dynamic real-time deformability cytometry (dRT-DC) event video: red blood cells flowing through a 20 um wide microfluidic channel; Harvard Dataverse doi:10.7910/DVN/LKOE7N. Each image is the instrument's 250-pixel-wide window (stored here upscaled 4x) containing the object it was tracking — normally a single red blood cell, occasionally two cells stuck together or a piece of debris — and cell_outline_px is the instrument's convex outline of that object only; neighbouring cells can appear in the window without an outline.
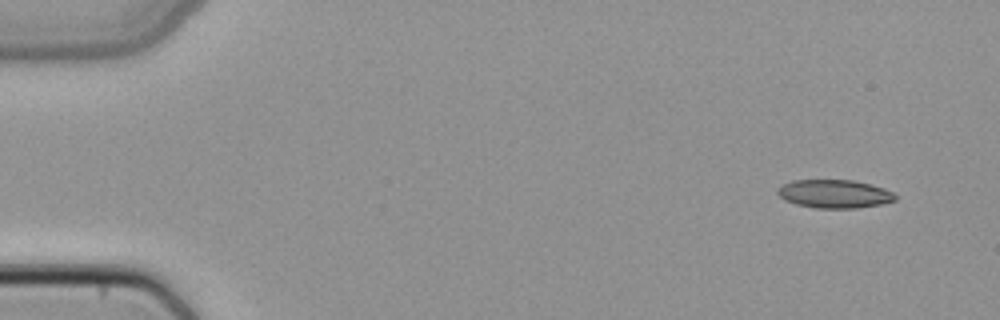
{"species": "common noctule bat (a hibernating species)", "species_latin": "Nyctalus noctula", "temperature_condition": "cold", "stored_images_in_passage": 47, "camera_frame_rate_fps": 3000, "um_per_image_px": 0.085, "animal": {"sex": "female", "body_mass_g": 22.7, "forearm_length_mm": 54.2}, "frame": {"image": 1, "passage_image": 1, "time_ms": 0.0, "image_size_px": [1000, 320], "cell_outline_px": [[896, 200], [880, 204], [856, 208], [816, 208], [796, 204], [784, 200], [776, 192], [776, 188], [792, 180], [852, 180], [884, 188], [892, 192], [896, 196]], "centroid_in_image_um": [70.89, 16.48], "position_along_channel_um": 14.1, "area_um2": 19.36}}
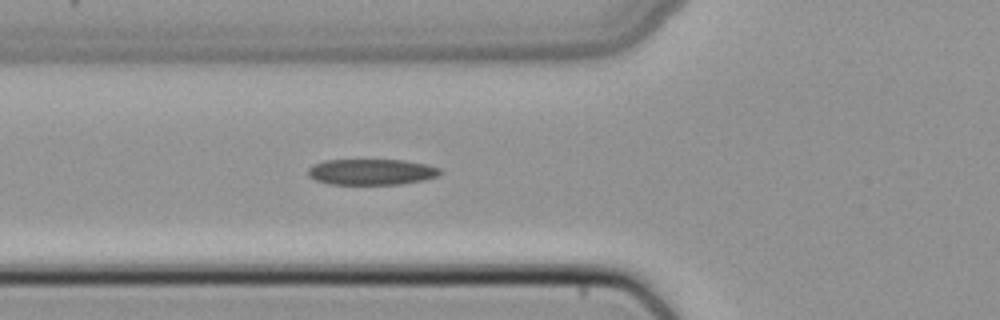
{"frame": {"image": 2, "passage_image": 16, "time_ms": 5.0, "image_size_px": [1000, 320], "cell_outline_px": [[444, 172], [436, 176], [424, 180], [400, 184], [328, 184], [316, 180], [308, 176], [308, 168], [312, 164], [324, 160], [404, 160], [428, 164], [440, 168]], "centroid_in_image_um": [31.58, 14.61], "position_along_channel_um": 94.2, "area_um2": 20.11}}
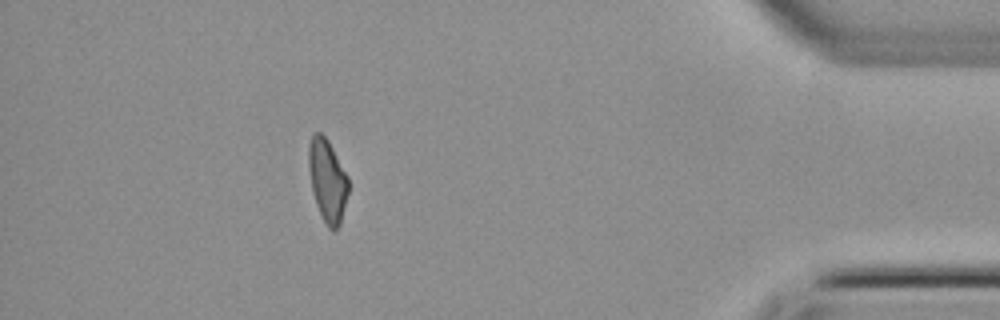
{"frame": {"image": 3, "passage_image": 42, "time_ms": 13.667, "image_size_px": [1000, 320], "cell_outline_px": [[348, 192], [340, 224], [332, 232], [328, 228], [316, 204], [312, 192], [308, 168], [308, 144], [312, 136], [316, 132], [320, 132], [328, 140], [348, 176]], "centroid_in_image_um": [27.81, 15.33], "position_along_channel_um": 407.4, "area_um2": 19.07}}